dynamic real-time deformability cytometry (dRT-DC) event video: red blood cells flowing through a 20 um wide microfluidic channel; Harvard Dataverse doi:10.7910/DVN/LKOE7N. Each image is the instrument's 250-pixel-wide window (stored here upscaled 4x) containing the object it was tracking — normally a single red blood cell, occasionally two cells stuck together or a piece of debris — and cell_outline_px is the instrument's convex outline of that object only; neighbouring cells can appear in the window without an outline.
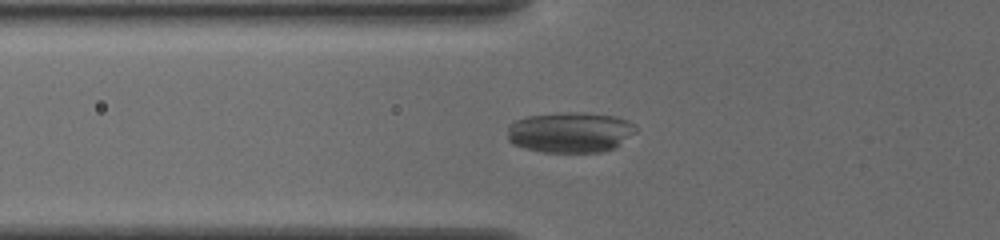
{"species": "common noctule bat (a hibernating species)", "species_latin": "Nyctalus noctula", "temperature_condition": "cold", "stored_images_in_passage": 56, "camera_frame_rate_fps": 3000, "um_per_image_px": 0.085, "animal": {"sex": "female", "body_mass_g": 19.5, "forearm_length_mm": 54.1}, "frame": {"image": 1, "passage_image": 23, "time_ms": 7.333, "image_size_px": [1000, 240], "cell_outline_px": [[636, 132], [616, 148], [600, 152], [540, 152], [524, 148], [512, 144], [508, 140], [508, 124], [516, 120], [528, 116], [560, 112], [584, 112], [616, 116], [628, 120], [636, 124]], "centroid_in_image_um": [48.48, 11.24], "position_along_channel_um": 77.3, "area_um2": 30.87}}
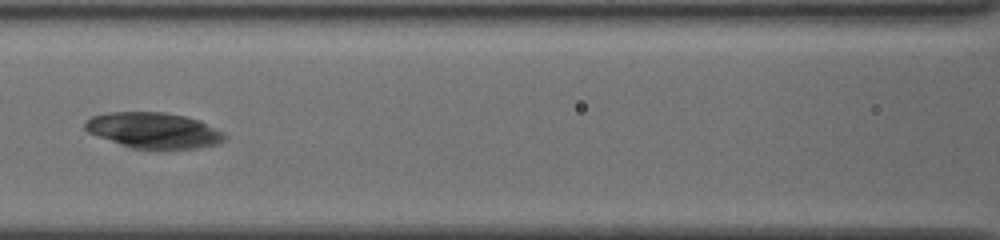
{"frame": {"image": 2, "passage_image": 29, "time_ms": 9.333, "image_size_px": [1000, 240], "cell_outline_px": [[224, 140], [220, 144], [200, 148], [168, 152], [160, 152], [132, 148], [120, 144], [88, 132], [84, 128], [84, 124], [92, 116], [112, 112], [164, 112], [184, 116], [200, 120], [224, 132]], "centroid_in_image_um": [13.13, 11.13], "position_along_channel_um": 153.5, "area_um2": 29.88}}
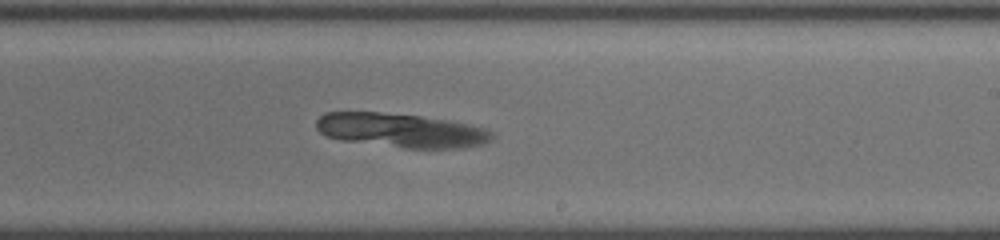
{"frame": {"image": 3, "passage_image": 37, "time_ms": 12.0, "image_size_px": [1000, 240], "cell_outline_px": [[492, 140], [484, 144], [464, 148], [404, 148], [344, 140], [324, 136], [316, 128], [316, 120], [324, 112], [380, 112], [420, 116], [444, 120], [484, 128], [492, 132]], "centroid_in_image_um": [34.05, 11.09], "position_along_channel_um": 254.9, "area_um2": 34.68}}